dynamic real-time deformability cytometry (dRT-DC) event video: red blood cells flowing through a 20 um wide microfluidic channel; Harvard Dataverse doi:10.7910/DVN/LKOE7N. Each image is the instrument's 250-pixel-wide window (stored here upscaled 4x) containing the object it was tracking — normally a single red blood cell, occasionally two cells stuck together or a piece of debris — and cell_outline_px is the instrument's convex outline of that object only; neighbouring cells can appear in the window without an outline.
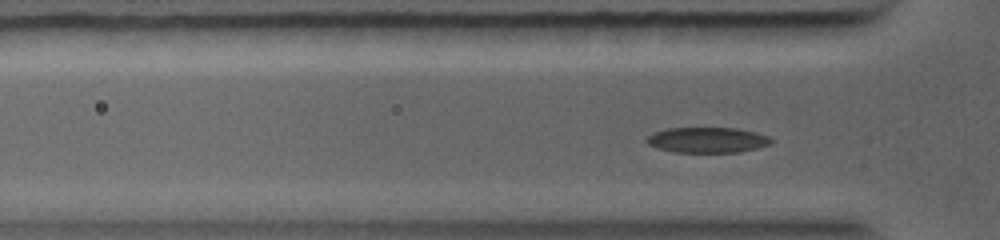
{"species": "common noctule bat (a hibernating species)", "species_latin": "Nyctalus noctula", "temperature_condition": "warm", "stored_images_in_passage": 39, "camera_frame_rate_fps": 5000, "um_per_image_px": 0.085, "animal": {"sex": "female", "body_mass_g": 19.0, "forearm_length_mm": 56.7}, "frame": {"image": 1, "passage_image": 5, "time_ms": 0.8, "image_size_px": [1000, 240], "cell_outline_px": [[772, 144], [740, 152], [672, 152], [656, 148], [648, 144], [644, 140], [648, 136], [656, 132], [668, 128], [736, 128], [768, 136], [772, 140]], "centroid_in_image_um": [60.09, 11.91], "position_along_channel_um": 65.7, "area_um2": 18.38}}
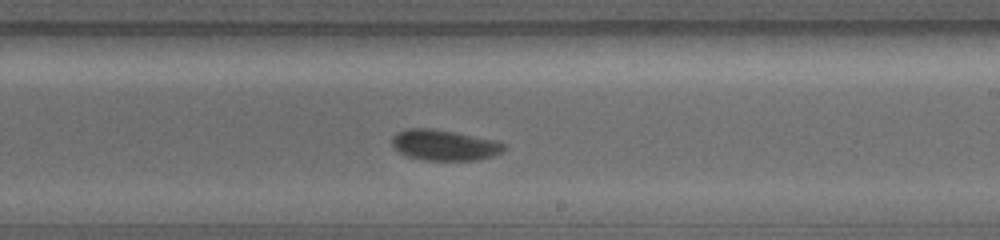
{"frame": {"image": 2, "passage_image": 23, "time_ms": 4.4, "image_size_px": [1000, 240], "cell_outline_px": [[504, 148], [500, 152], [492, 156], [476, 160], [424, 160], [408, 156], [400, 152], [392, 144], [392, 136], [396, 132], [404, 128], [432, 128], [456, 132], [496, 140], [504, 144]], "centroid_in_image_um": [37.74, 12.31], "position_along_channel_um": 251.3, "area_um2": 20.0}}
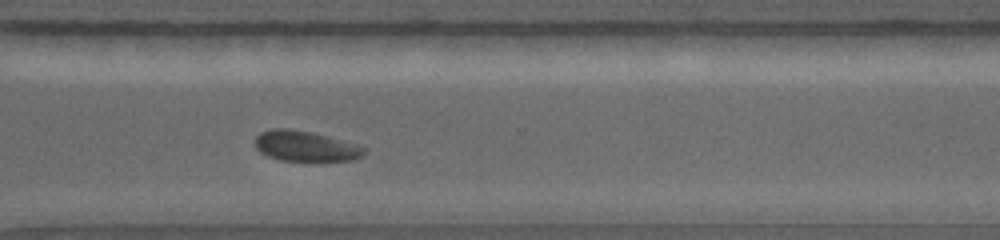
{"frame": {"image": 3, "passage_image": 32, "time_ms": 6.2, "image_size_px": [1000, 240], "cell_outline_px": [[368, 152], [352, 160], [280, 160], [268, 156], [260, 152], [256, 148], [256, 136], [260, 132], [272, 128], [288, 128], [312, 132], [360, 144], [368, 148]], "centroid_in_image_um": [26.0, 12.4], "position_along_channel_um": 344.6, "area_um2": 19.42}}